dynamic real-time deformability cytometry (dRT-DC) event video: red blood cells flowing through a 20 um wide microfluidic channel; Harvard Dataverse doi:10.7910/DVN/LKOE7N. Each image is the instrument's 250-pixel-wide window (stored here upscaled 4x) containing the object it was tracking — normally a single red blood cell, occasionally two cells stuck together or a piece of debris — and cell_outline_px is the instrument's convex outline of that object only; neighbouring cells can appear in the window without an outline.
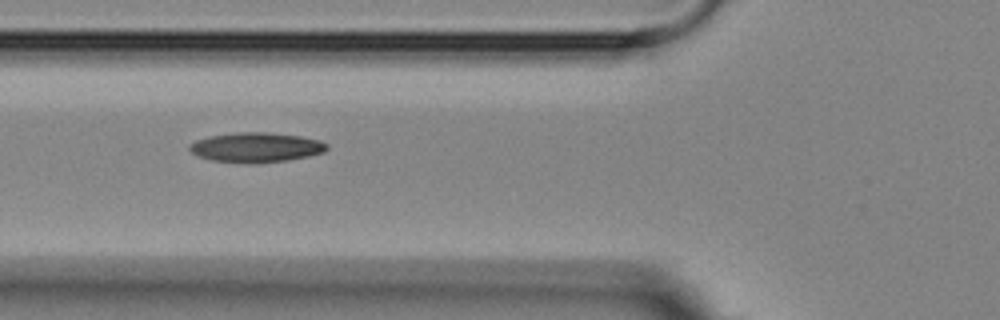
{"species": "Egyptian fruit bat (a non-hibernating species)", "species_latin": "Rousettus aegyptiacus", "temperature_condition": "room temperature", "stored_images_in_passage": 11, "camera_frame_rate_fps": 3000, "um_per_image_px": 0.085, "animal": {"sex": "female"}, "frame": {"image": 1, "passage_image": 2, "time_ms": 2.0, "image_size_px": [1000, 320], "cell_outline_px": [[328, 148], [324, 152], [308, 156], [288, 160], [256, 164], [248, 164], [212, 160], [196, 156], [188, 148], [188, 144], [196, 140], [208, 136], [236, 132], [268, 132], [300, 136], [320, 140], [328, 144]], "centroid_in_image_um": [21.75, 12.53], "position_along_channel_um": 104.1, "area_um2": 24.16}}
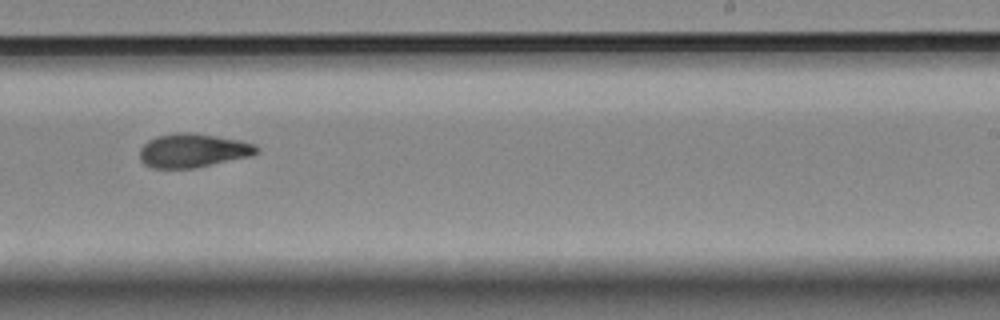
{"frame": {"image": 2, "passage_image": 6, "time_ms": 6.667, "image_size_px": [1000, 320], "cell_outline_px": [[260, 148], [252, 156], [196, 168], [152, 168], [144, 164], [140, 160], [140, 148], [148, 140], [156, 136], [176, 132], [192, 132], [240, 140], [256, 144]], "centroid_in_image_um": [16.41, 12.79], "position_along_channel_um": 272.6, "area_um2": 23.29}}
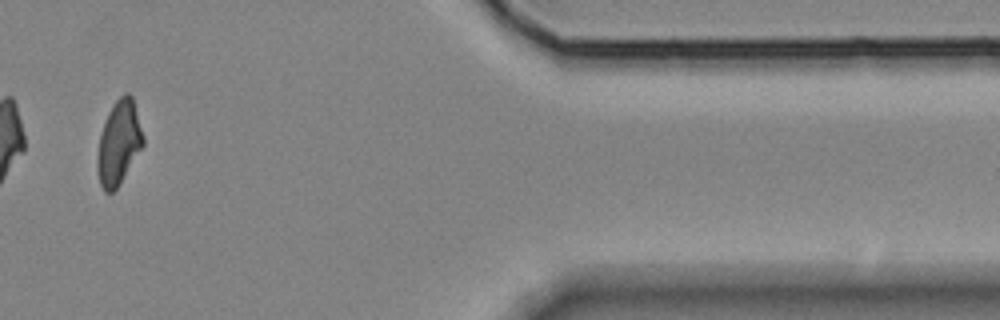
{"frame": {"image": 3, "passage_image": 10, "time_ms": 11.333, "image_size_px": [1000, 320], "cell_outline_px": [[144, 144], [120, 184], [112, 192], [104, 192], [100, 184], [96, 168], [96, 156], [100, 132], [108, 112], [112, 104], [124, 92], [128, 92], [132, 96], [144, 136]], "centroid_in_image_um": [10.08, 12.13], "position_along_channel_um": 401.3, "area_um2": 22.66}, "authors_computed_cell_mechanics": {"area_um2": 23.0044, "velocity_mm_per_s": 3.6237, "shape_relaxation_time_tau1_ms": null, "shape_relaxation_time_tau2_ms": 2.5291, "deformation_change_tau1": null, "deformation_change_tau2": 0.0853}}